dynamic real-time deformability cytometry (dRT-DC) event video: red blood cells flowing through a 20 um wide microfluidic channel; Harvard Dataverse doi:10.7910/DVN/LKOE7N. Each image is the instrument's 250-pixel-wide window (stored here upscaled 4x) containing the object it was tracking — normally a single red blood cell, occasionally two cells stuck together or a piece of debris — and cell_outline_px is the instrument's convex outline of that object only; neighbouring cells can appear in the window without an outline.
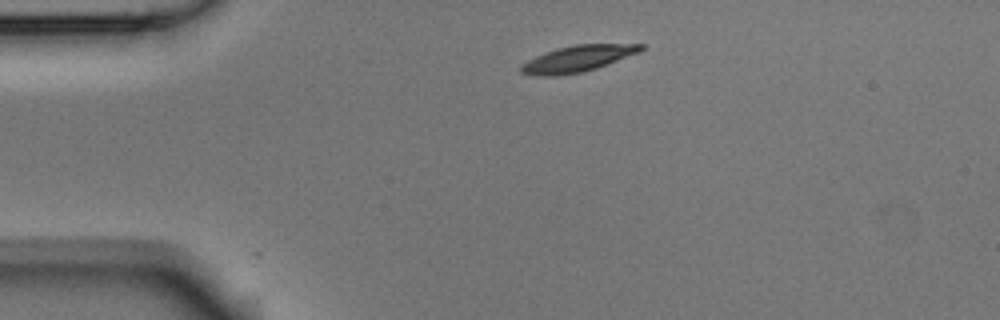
{"species": "Egyptian fruit bat (a non-hibernating species)", "species_latin": "Rousettus aegyptiacus", "temperature_condition": "room temperature", "stored_images_in_passage": 2, "camera_frame_rate_fps": 3000, "um_per_image_px": 0.085, "animal": {"sex": "male"}, "frame": {"image": 1, "passage_image": 1, "time_ms": 0.0, "image_size_px": [1000, 320], "cell_outline_px": [[644, 48], [640, 52], [596, 68], [580, 72], [556, 76], [536, 76], [520, 72], [520, 64], [536, 56], [560, 48], [576, 44], [644, 44]], "centroid_in_image_um": [49.09, 4.99], "position_along_channel_um": 35.9, "area_um2": 18.09}}